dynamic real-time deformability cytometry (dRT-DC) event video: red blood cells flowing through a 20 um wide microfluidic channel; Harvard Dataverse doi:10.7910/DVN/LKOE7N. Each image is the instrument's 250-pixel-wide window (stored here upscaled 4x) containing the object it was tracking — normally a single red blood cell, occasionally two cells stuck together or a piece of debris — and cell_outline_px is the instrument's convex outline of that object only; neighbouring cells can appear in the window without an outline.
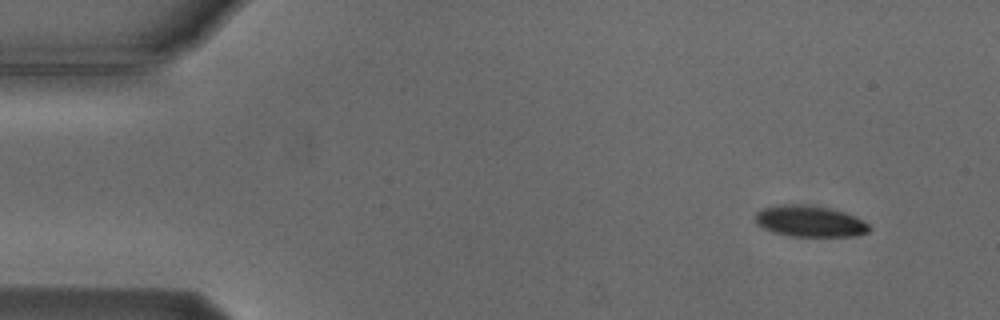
{"species": "Egyptian fruit bat (a non-hibernating species)", "species_latin": "Rousettus aegyptiacus", "temperature_condition": "cold", "stored_images_in_passage": 4, "camera_frame_rate_fps": 3000, "um_per_image_px": 0.085, "animal": {"sex": "male"}, "frame": {"image": 1, "passage_image": 1, "time_ms": 0.0, "image_size_px": [1000, 320], "cell_outline_px": [[872, 228], [868, 232], [856, 236], [788, 236], [772, 232], [756, 224], [752, 216], [760, 208], [776, 204], [808, 204], [832, 208], [856, 216], [868, 224]], "centroid_in_image_um": [68.78, 18.79], "position_along_channel_um": 16.2, "area_um2": 21.33}}
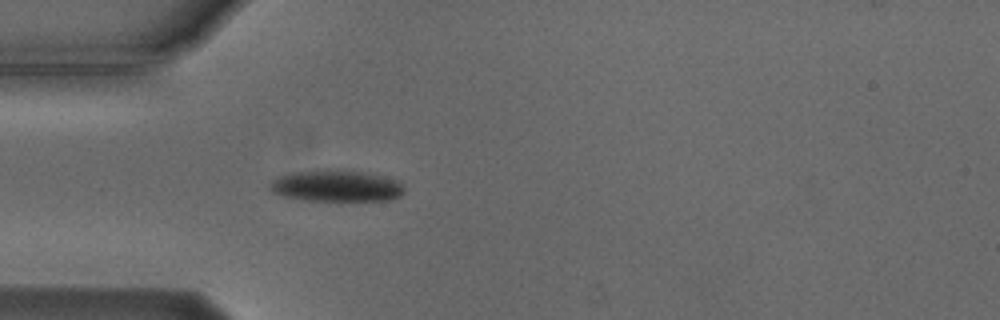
{"frame": {"image": 2, "passage_image": 4, "time_ms": 3.667, "image_size_px": [1000, 320], "cell_outline_px": [[404, 192], [400, 196], [392, 200], [340, 204], [300, 200], [280, 196], [272, 192], [268, 188], [268, 184], [272, 180], [280, 176], [292, 172], [356, 172], [396, 180], [404, 188]], "centroid_in_image_um": [28.55, 15.93], "position_along_channel_um": 56.5, "area_um2": 24.97}}